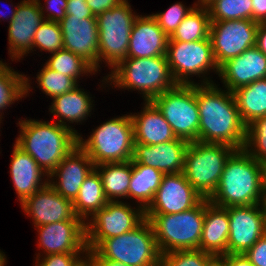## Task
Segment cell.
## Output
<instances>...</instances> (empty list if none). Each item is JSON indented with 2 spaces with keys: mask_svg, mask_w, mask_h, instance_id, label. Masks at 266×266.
<instances>
[{
  "mask_svg": "<svg viewBox=\"0 0 266 266\" xmlns=\"http://www.w3.org/2000/svg\"><path fill=\"white\" fill-rule=\"evenodd\" d=\"M217 86L216 83L196 84L200 117L198 142L244 149L246 126L241 120L233 92Z\"/></svg>",
  "mask_w": 266,
  "mask_h": 266,
  "instance_id": "6da1fadb",
  "label": "cell"
},
{
  "mask_svg": "<svg viewBox=\"0 0 266 266\" xmlns=\"http://www.w3.org/2000/svg\"><path fill=\"white\" fill-rule=\"evenodd\" d=\"M208 200L226 208L264 203L262 163L245 149L236 150L227 160L219 184Z\"/></svg>",
  "mask_w": 266,
  "mask_h": 266,
  "instance_id": "7a4b0ae2",
  "label": "cell"
},
{
  "mask_svg": "<svg viewBox=\"0 0 266 266\" xmlns=\"http://www.w3.org/2000/svg\"><path fill=\"white\" fill-rule=\"evenodd\" d=\"M15 144L29 154L49 175L78 145V132L57 122L20 119Z\"/></svg>",
  "mask_w": 266,
  "mask_h": 266,
  "instance_id": "3957f363",
  "label": "cell"
},
{
  "mask_svg": "<svg viewBox=\"0 0 266 266\" xmlns=\"http://www.w3.org/2000/svg\"><path fill=\"white\" fill-rule=\"evenodd\" d=\"M104 84L138 90L144 101H152L157 95L174 88V81L167 56L125 58L111 73L103 77Z\"/></svg>",
  "mask_w": 266,
  "mask_h": 266,
  "instance_id": "277c9868",
  "label": "cell"
},
{
  "mask_svg": "<svg viewBox=\"0 0 266 266\" xmlns=\"http://www.w3.org/2000/svg\"><path fill=\"white\" fill-rule=\"evenodd\" d=\"M86 254V258H106L128 266H160L161 262V253L148 219L132 231L105 239Z\"/></svg>",
  "mask_w": 266,
  "mask_h": 266,
  "instance_id": "5b68a950",
  "label": "cell"
},
{
  "mask_svg": "<svg viewBox=\"0 0 266 266\" xmlns=\"http://www.w3.org/2000/svg\"><path fill=\"white\" fill-rule=\"evenodd\" d=\"M204 217L205 198L196 207L177 214H145L152 224L161 255L199 249Z\"/></svg>",
  "mask_w": 266,
  "mask_h": 266,
  "instance_id": "8992f818",
  "label": "cell"
},
{
  "mask_svg": "<svg viewBox=\"0 0 266 266\" xmlns=\"http://www.w3.org/2000/svg\"><path fill=\"white\" fill-rule=\"evenodd\" d=\"M87 138L78 135V145L94 165L132 160L134 148L133 123L129 115L103 122Z\"/></svg>",
  "mask_w": 266,
  "mask_h": 266,
  "instance_id": "52a82bcc",
  "label": "cell"
},
{
  "mask_svg": "<svg viewBox=\"0 0 266 266\" xmlns=\"http://www.w3.org/2000/svg\"><path fill=\"white\" fill-rule=\"evenodd\" d=\"M237 149L225 144L190 142L185 153L183 174L193 188L209 198L216 190L225 164Z\"/></svg>",
  "mask_w": 266,
  "mask_h": 266,
  "instance_id": "ba28073f",
  "label": "cell"
},
{
  "mask_svg": "<svg viewBox=\"0 0 266 266\" xmlns=\"http://www.w3.org/2000/svg\"><path fill=\"white\" fill-rule=\"evenodd\" d=\"M132 11L128 0H124L96 16L99 30V64L103 61L111 70L128 58L130 33L138 16Z\"/></svg>",
  "mask_w": 266,
  "mask_h": 266,
  "instance_id": "9c48e42d",
  "label": "cell"
},
{
  "mask_svg": "<svg viewBox=\"0 0 266 266\" xmlns=\"http://www.w3.org/2000/svg\"><path fill=\"white\" fill-rule=\"evenodd\" d=\"M152 102L162 112L177 138L198 141L199 111L196 101V84H177L157 95Z\"/></svg>",
  "mask_w": 266,
  "mask_h": 266,
  "instance_id": "30bf717a",
  "label": "cell"
},
{
  "mask_svg": "<svg viewBox=\"0 0 266 266\" xmlns=\"http://www.w3.org/2000/svg\"><path fill=\"white\" fill-rule=\"evenodd\" d=\"M166 56L172 77L177 84H200L191 81L190 76L193 75L203 78L201 84H212L214 82L205 74L208 75L212 69L217 74L219 71L210 38L193 42L168 41Z\"/></svg>",
  "mask_w": 266,
  "mask_h": 266,
  "instance_id": "8fae6325",
  "label": "cell"
},
{
  "mask_svg": "<svg viewBox=\"0 0 266 266\" xmlns=\"http://www.w3.org/2000/svg\"><path fill=\"white\" fill-rule=\"evenodd\" d=\"M145 210L130 203L108 201L85 222L87 250L96 249L105 239L132 231L145 220Z\"/></svg>",
  "mask_w": 266,
  "mask_h": 266,
  "instance_id": "7c38bea8",
  "label": "cell"
},
{
  "mask_svg": "<svg viewBox=\"0 0 266 266\" xmlns=\"http://www.w3.org/2000/svg\"><path fill=\"white\" fill-rule=\"evenodd\" d=\"M258 24L251 19L211 21L209 38L218 67L256 46Z\"/></svg>",
  "mask_w": 266,
  "mask_h": 266,
  "instance_id": "4fadbf2b",
  "label": "cell"
},
{
  "mask_svg": "<svg viewBox=\"0 0 266 266\" xmlns=\"http://www.w3.org/2000/svg\"><path fill=\"white\" fill-rule=\"evenodd\" d=\"M229 218L228 254H243L265 234L264 203L227 207Z\"/></svg>",
  "mask_w": 266,
  "mask_h": 266,
  "instance_id": "5bb4252c",
  "label": "cell"
},
{
  "mask_svg": "<svg viewBox=\"0 0 266 266\" xmlns=\"http://www.w3.org/2000/svg\"><path fill=\"white\" fill-rule=\"evenodd\" d=\"M203 199L183 172L164 174L145 214H177L196 207Z\"/></svg>",
  "mask_w": 266,
  "mask_h": 266,
  "instance_id": "9a60e30c",
  "label": "cell"
},
{
  "mask_svg": "<svg viewBox=\"0 0 266 266\" xmlns=\"http://www.w3.org/2000/svg\"><path fill=\"white\" fill-rule=\"evenodd\" d=\"M40 0H23L18 3L15 16L9 22L8 43L12 61L23 59L32 53L33 39L36 30L44 19V6ZM21 57V58H20Z\"/></svg>",
  "mask_w": 266,
  "mask_h": 266,
  "instance_id": "2e32d148",
  "label": "cell"
},
{
  "mask_svg": "<svg viewBox=\"0 0 266 266\" xmlns=\"http://www.w3.org/2000/svg\"><path fill=\"white\" fill-rule=\"evenodd\" d=\"M64 49L69 50L87 61L94 70L99 65V30L96 18L66 15L60 22Z\"/></svg>",
  "mask_w": 266,
  "mask_h": 266,
  "instance_id": "e0dca14e",
  "label": "cell"
},
{
  "mask_svg": "<svg viewBox=\"0 0 266 266\" xmlns=\"http://www.w3.org/2000/svg\"><path fill=\"white\" fill-rule=\"evenodd\" d=\"M38 248L43 254L87 253L86 227L83 220H64L35 227Z\"/></svg>",
  "mask_w": 266,
  "mask_h": 266,
  "instance_id": "ac0fdd59",
  "label": "cell"
},
{
  "mask_svg": "<svg viewBox=\"0 0 266 266\" xmlns=\"http://www.w3.org/2000/svg\"><path fill=\"white\" fill-rule=\"evenodd\" d=\"M20 205L25 214L31 216L35 227L64 220H82L76 216L73 202L56 192L49 183Z\"/></svg>",
  "mask_w": 266,
  "mask_h": 266,
  "instance_id": "d6986e66",
  "label": "cell"
},
{
  "mask_svg": "<svg viewBox=\"0 0 266 266\" xmlns=\"http://www.w3.org/2000/svg\"><path fill=\"white\" fill-rule=\"evenodd\" d=\"M94 169L95 165L93 161L89 158L88 154L77 145L49 174L48 183L56 192L74 202L79 194L83 181ZM54 179H56V181Z\"/></svg>",
  "mask_w": 266,
  "mask_h": 266,
  "instance_id": "ffe728a7",
  "label": "cell"
},
{
  "mask_svg": "<svg viewBox=\"0 0 266 266\" xmlns=\"http://www.w3.org/2000/svg\"><path fill=\"white\" fill-rule=\"evenodd\" d=\"M218 76L226 90L233 92L240 87L266 78V56L253 46L237 57L219 66Z\"/></svg>",
  "mask_w": 266,
  "mask_h": 266,
  "instance_id": "44dd1931",
  "label": "cell"
},
{
  "mask_svg": "<svg viewBox=\"0 0 266 266\" xmlns=\"http://www.w3.org/2000/svg\"><path fill=\"white\" fill-rule=\"evenodd\" d=\"M188 145V141L180 138L158 145L134 143L131 161L158 169L163 174L183 172Z\"/></svg>",
  "mask_w": 266,
  "mask_h": 266,
  "instance_id": "7402d4cb",
  "label": "cell"
},
{
  "mask_svg": "<svg viewBox=\"0 0 266 266\" xmlns=\"http://www.w3.org/2000/svg\"><path fill=\"white\" fill-rule=\"evenodd\" d=\"M168 41L152 15H138L130 33L128 58L166 56Z\"/></svg>",
  "mask_w": 266,
  "mask_h": 266,
  "instance_id": "603a6c76",
  "label": "cell"
},
{
  "mask_svg": "<svg viewBox=\"0 0 266 266\" xmlns=\"http://www.w3.org/2000/svg\"><path fill=\"white\" fill-rule=\"evenodd\" d=\"M10 160V176L20 204L48 183V176L37 162L15 143ZM47 176V179H42ZM43 180V181H42Z\"/></svg>",
  "mask_w": 266,
  "mask_h": 266,
  "instance_id": "cb8c5ba5",
  "label": "cell"
},
{
  "mask_svg": "<svg viewBox=\"0 0 266 266\" xmlns=\"http://www.w3.org/2000/svg\"><path fill=\"white\" fill-rule=\"evenodd\" d=\"M133 123L134 143L158 145L177 137L162 112L152 101H145L143 110L130 114Z\"/></svg>",
  "mask_w": 266,
  "mask_h": 266,
  "instance_id": "d4e9b609",
  "label": "cell"
},
{
  "mask_svg": "<svg viewBox=\"0 0 266 266\" xmlns=\"http://www.w3.org/2000/svg\"><path fill=\"white\" fill-rule=\"evenodd\" d=\"M229 218L226 207L212 204L205 198V217L199 249L216 258L227 254Z\"/></svg>",
  "mask_w": 266,
  "mask_h": 266,
  "instance_id": "484cf974",
  "label": "cell"
},
{
  "mask_svg": "<svg viewBox=\"0 0 266 266\" xmlns=\"http://www.w3.org/2000/svg\"><path fill=\"white\" fill-rule=\"evenodd\" d=\"M91 98L87 91L77 86L70 92L53 98L49 111L59 119L58 124L72 129L69 123H82L91 114L94 101Z\"/></svg>",
  "mask_w": 266,
  "mask_h": 266,
  "instance_id": "4316f807",
  "label": "cell"
},
{
  "mask_svg": "<svg viewBox=\"0 0 266 266\" xmlns=\"http://www.w3.org/2000/svg\"><path fill=\"white\" fill-rule=\"evenodd\" d=\"M233 95L246 127L256 119L266 116V78L238 88L233 91Z\"/></svg>",
  "mask_w": 266,
  "mask_h": 266,
  "instance_id": "83f0119b",
  "label": "cell"
},
{
  "mask_svg": "<svg viewBox=\"0 0 266 266\" xmlns=\"http://www.w3.org/2000/svg\"><path fill=\"white\" fill-rule=\"evenodd\" d=\"M164 174L158 169L132 162V174L128 188V198L136 199L144 210L152 202Z\"/></svg>",
  "mask_w": 266,
  "mask_h": 266,
  "instance_id": "f1b7e54d",
  "label": "cell"
},
{
  "mask_svg": "<svg viewBox=\"0 0 266 266\" xmlns=\"http://www.w3.org/2000/svg\"><path fill=\"white\" fill-rule=\"evenodd\" d=\"M107 202L101 177L98 171L94 169L83 181L79 194L73 202L75 214L85 222L103 208Z\"/></svg>",
  "mask_w": 266,
  "mask_h": 266,
  "instance_id": "f546056e",
  "label": "cell"
},
{
  "mask_svg": "<svg viewBox=\"0 0 266 266\" xmlns=\"http://www.w3.org/2000/svg\"><path fill=\"white\" fill-rule=\"evenodd\" d=\"M108 201H119L128 197V188L132 174V161L104 163L95 166ZM117 198V200H116Z\"/></svg>",
  "mask_w": 266,
  "mask_h": 266,
  "instance_id": "4dcf8cb0",
  "label": "cell"
},
{
  "mask_svg": "<svg viewBox=\"0 0 266 266\" xmlns=\"http://www.w3.org/2000/svg\"><path fill=\"white\" fill-rule=\"evenodd\" d=\"M0 60V119L2 113L7 107H10L15 101L28 95L30 88L29 77L14 71L11 66H7ZM2 110V112H1Z\"/></svg>",
  "mask_w": 266,
  "mask_h": 266,
  "instance_id": "1f68e13d",
  "label": "cell"
},
{
  "mask_svg": "<svg viewBox=\"0 0 266 266\" xmlns=\"http://www.w3.org/2000/svg\"><path fill=\"white\" fill-rule=\"evenodd\" d=\"M210 23L208 8L195 6L169 37V41L193 42L208 39Z\"/></svg>",
  "mask_w": 266,
  "mask_h": 266,
  "instance_id": "d6a6232c",
  "label": "cell"
},
{
  "mask_svg": "<svg viewBox=\"0 0 266 266\" xmlns=\"http://www.w3.org/2000/svg\"><path fill=\"white\" fill-rule=\"evenodd\" d=\"M45 65L51 70L74 78L77 82L80 76L96 74L94 68L87 61L66 49L51 54Z\"/></svg>",
  "mask_w": 266,
  "mask_h": 266,
  "instance_id": "836d02e7",
  "label": "cell"
},
{
  "mask_svg": "<svg viewBox=\"0 0 266 266\" xmlns=\"http://www.w3.org/2000/svg\"><path fill=\"white\" fill-rule=\"evenodd\" d=\"M207 8L211 21L252 20V0H215Z\"/></svg>",
  "mask_w": 266,
  "mask_h": 266,
  "instance_id": "e575fe53",
  "label": "cell"
},
{
  "mask_svg": "<svg viewBox=\"0 0 266 266\" xmlns=\"http://www.w3.org/2000/svg\"><path fill=\"white\" fill-rule=\"evenodd\" d=\"M36 76L39 88L52 99L79 86L74 78L51 70L45 64Z\"/></svg>",
  "mask_w": 266,
  "mask_h": 266,
  "instance_id": "d590c367",
  "label": "cell"
},
{
  "mask_svg": "<svg viewBox=\"0 0 266 266\" xmlns=\"http://www.w3.org/2000/svg\"><path fill=\"white\" fill-rule=\"evenodd\" d=\"M38 47L40 51L51 54L64 49L63 35L59 22L44 20L35 32L32 51Z\"/></svg>",
  "mask_w": 266,
  "mask_h": 266,
  "instance_id": "8d00e7d4",
  "label": "cell"
},
{
  "mask_svg": "<svg viewBox=\"0 0 266 266\" xmlns=\"http://www.w3.org/2000/svg\"><path fill=\"white\" fill-rule=\"evenodd\" d=\"M215 259L200 249L175 250L161 255L160 266H210Z\"/></svg>",
  "mask_w": 266,
  "mask_h": 266,
  "instance_id": "74e56055",
  "label": "cell"
},
{
  "mask_svg": "<svg viewBox=\"0 0 266 266\" xmlns=\"http://www.w3.org/2000/svg\"><path fill=\"white\" fill-rule=\"evenodd\" d=\"M244 149L258 162L266 161V116L256 119L246 127Z\"/></svg>",
  "mask_w": 266,
  "mask_h": 266,
  "instance_id": "f35d334b",
  "label": "cell"
},
{
  "mask_svg": "<svg viewBox=\"0 0 266 266\" xmlns=\"http://www.w3.org/2000/svg\"><path fill=\"white\" fill-rule=\"evenodd\" d=\"M195 7H185L182 2L174 3L166 11L151 14L162 30L170 37L184 18Z\"/></svg>",
  "mask_w": 266,
  "mask_h": 266,
  "instance_id": "ab89813d",
  "label": "cell"
},
{
  "mask_svg": "<svg viewBox=\"0 0 266 266\" xmlns=\"http://www.w3.org/2000/svg\"><path fill=\"white\" fill-rule=\"evenodd\" d=\"M86 255V253L50 254L40 259L41 254L38 253L34 266H78L85 259L84 257H87Z\"/></svg>",
  "mask_w": 266,
  "mask_h": 266,
  "instance_id": "60d3db41",
  "label": "cell"
},
{
  "mask_svg": "<svg viewBox=\"0 0 266 266\" xmlns=\"http://www.w3.org/2000/svg\"><path fill=\"white\" fill-rule=\"evenodd\" d=\"M244 255L254 266H266V233Z\"/></svg>",
  "mask_w": 266,
  "mask_h": 266,
  "instance_id": "b9f144b4",
  "label": "cell"
},
{
  "mask_svg": "<svg viewBox=\"0 0 266 266\" xmlns=\"http://www.w3.org/2000/svg\"><path fill=\"white\" fill-rule=\"evenodd\" d=\"M45 20L60 22L66 16L67 0H45Z\"/></svg>",
  "mask_w": 266,
  "mask_h": 266,
  "instance_id": "7bdbcfd3",
  "label": "cell"
},
{
  "mask_svg": "<svg viewBox=\"0 0 266 266\" xmlns=\"http://www.w3.org/2000/svg\"><path fill=\"white\" fill-rule=\"evenodd\" d=\"M66 15L83 16V18H96L87 5L86 0H67Z\"/></svg>",
  "mask_w": 266,
  "mask_h": 266,
  "instance_id": "ee69618b",
  "label": "cell"
},
{
  "mask_svg": "<svg viewBox=\"0 0 266 266\" xmlns=\"http://www.w3.org/2000/svg\"><path fill=\"white\" fill-rule=\"evenodd\" d=\"M124 0H86L92 14L98 16L106 10L119 5Z\"/></svg>",
  "mask_w": 266,
  "mask_h": 266,
  "instance_id": "f6af8a7d",
  "label": "cell"
},
{
  "mask_svg": "<svg viewBox=\"0 0 266 266\" xmlns=\"http://www.w3.org/2000/svg\"><path fill=\"white\" fill-rule=\"evenodd\" d=\"M223 266H254L243 254H225L217 257Z\"/></svg>",
  "mask_w": 266,
  "mask_h": 266,
  "instance_id": "bcb514c9",
  "label": "cell"
},
{
  "mask_svg": "<svg viewBox=\"0 0 266 266\" xmlns=\"http://www.w3.org/2000/svg\"><path fill=\"white\" fill-rule=\"evenodd\" d=\"M252 20L266 23V0H252Z\"/></svg>",
  "mask_w": 266,
  "mask_h": 266,
  "instance_id": "7dc6e473",
  "label": "cell"
},
{
  "mask_svg": "<svg viewBox=\"0 0 266 266\" xmlns=\"http://www.w3.org/2000/svg\"><path fill=\"white\" fill-rule=\"evenodd\" d=\"M256 47L266 56V23H259L256 33Z\"/></svg>",
  "mask_w": 266,
  "mask_h": 266,
  "instance_id": "c3c4849f",
  "label": "cell"
},
{
  "mask_svg": "<svg viewBox=\"0 0 266 266\" xmlns=\"http://www.w3.org/2000/svg\"><path fill=\"white\" fill-rule=\"evenodd\" d=\"M92 266H128L106 258H87Z\"/></svg>",
  "mask_w": 266,
  "mask_h": 266,
  "instance_id": "681fc988",
  "label": "cell"
},
{
  "mask_svg": "<svg viewBox=\"0 0 266 266\" xmlns=\"http://www.w3.org/2000/svg\"><path fill=\"white\" fill-rule=\"evenodd\" d=\"M263 195L266 202V161L262 163Z\"/></svg>",
  "mask_w": 266,
  "mask_h": 266,
  "instance_id": "f907efd6",
  "label": "cell"
},
{
  "mask_svg": "<svg viewBox=\"0 0 266 266\" xmlns=\"http://www.w3.org/2000/svg\"><path fill=\"white\" fill-rule=\"evenodd\" d=\"M215 0H198L194 5L198 7H208Z\"/></svg>",
  "mask_w": 266,
  "mask_h": 266,
  "instance_id": "816d5d0a",
  "label": "cell"
},
{
  "mask_svg": "<svg viewBox=\"0 0 266 266\" xmlns=\"http://www.w3.org/2000/svg\"><path fill=\"white\" fill-rule=\"evenodd\" d=\"M17 6H18V4L15 6L16 9H13V8L11 9V12H12V13L9 12V13H11V16H10V14L8 15L9 17H8V16H5L6 14H5V15L2 14V16H0V18H2V17H3L4 19L6 18L7 20H10V21H8V22H11V20H12L13 17L15 16V13H16V10H17ZM0 14H1V9H0ZM8 18H10V19H8Z\"/></svg>",
  "mask_w": 266,
  "mask_h": 266,
  "instance_id": "f5cc1de1",
  "label": "cell"
},
{
  "mask_svg": "<svg viewBox=\"0 0 266 266\" xmlns=\"http://www.w3.org/2000/svg\"><path fill=\"white\" fill-rule=\"evenodd\" d=\"M6 260L7 259H6L4 252L0 250V266H6V262H7Z\"/></svg>",
  "mask_w": 266,
  "mask_h": 266,
  "instance_id": "db71d44e",
  "label": "cell"
},
{
  "mask_svg": "<svg viewBox=\"0 0 266 266\" xmlns=\"http://www.w3.org/2000/svg\"><path fill=\"white\" fill-rule=\"evenodd\" d=\"M78 266H92L90 261L85 257V259Z\"/></svg>",
  "mask_w": 266,
  "mask_h": 266,
  "instance_id": "11a10c76",
  "label": "cell"
},
{
  "mask_svg": "<svg viewBox=\"0 0 266 266\" xmlns=\"http://www.w3.org/2000/svg\"><path fill=\"white\" fill-rule=\"evenodd\" d=\"M210 266H223L222 263L216 258Z\"/></svg>",
  "mask_w": 266,
  "mask_h": 266,
  "instance_id": "9f6ffc18",
  "label": "cell"
},
{
  "mask_svg": "<svg viewBox=\"0 0 266 266\" xmlns=\"http://www.w3.org/2000/svg\"><path fill=\"white\" fill-rule=\"evenodd\" d=\"M264 208H265V233H266V202H264Z\"/></svg>",
  "mask_w": 266,
  "mask_h": 266,
  "instance_id": "6f0895ef",
  "label": "cell"
}]
</instances>
